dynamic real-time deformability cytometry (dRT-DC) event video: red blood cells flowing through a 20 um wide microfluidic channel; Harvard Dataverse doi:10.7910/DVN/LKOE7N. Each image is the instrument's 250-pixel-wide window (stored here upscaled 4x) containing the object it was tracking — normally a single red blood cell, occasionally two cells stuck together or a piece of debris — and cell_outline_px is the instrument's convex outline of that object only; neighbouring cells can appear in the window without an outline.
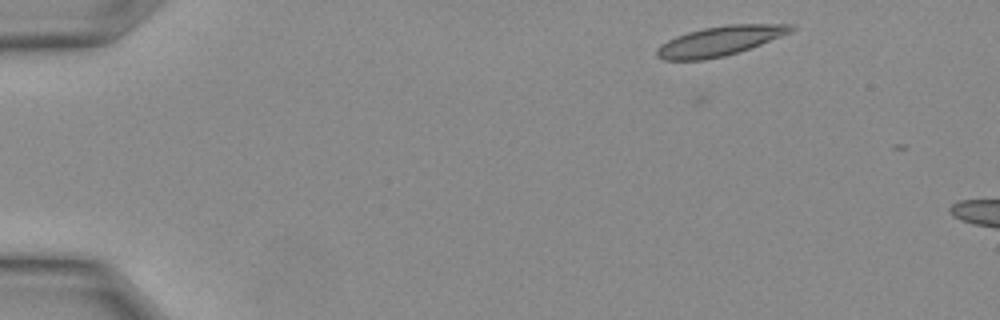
{"species": "Egyptian fruit bat (a non-hibernating species)", "species_latin": "Rousettus aegyptiacus", "temperature_condition": "warm", "stored_images_in_passage": 3, "camera_frame_rate_fps": 3000, "um_per_image_px": 0.085, "animal": {"sex": "female"}, "frame": {"image": 1, "passage_image": 2, "time_ms": 0.333, "image_size_px": [1000, 320], "cell_outline_px": [[796, 28], [792, 32], [740, 52], [724, 56], [704, 60], [664, 60], [656, 56], [656, 48], [660, 44], [676, 36], [688, 32], [704, 28], [728, 24], [792, 24]], "centroid_in_image_um": [61.18, 3.48], "position_along_channel_um": 23.8, "area_um2": 23.24}}